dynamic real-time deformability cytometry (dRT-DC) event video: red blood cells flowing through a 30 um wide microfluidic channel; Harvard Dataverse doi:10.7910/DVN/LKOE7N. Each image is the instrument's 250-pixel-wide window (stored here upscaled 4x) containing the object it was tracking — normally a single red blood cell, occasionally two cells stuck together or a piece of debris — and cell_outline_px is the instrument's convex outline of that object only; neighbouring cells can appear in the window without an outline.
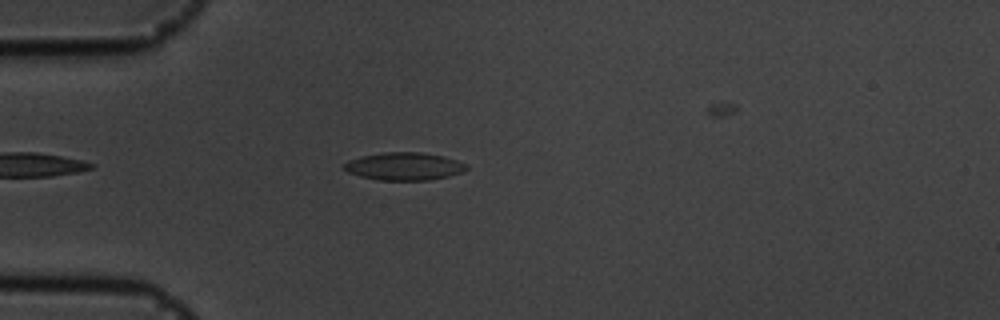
{"species": "common noctule bat (a hibernating species)", "species_latin": "Nyctalus noctula", "temperature_condition": "cold", "stored_images_in_passage": 41, "camera_frame_rate_fps": 3000, "um_per_image_px": 0.085, "animal": {"sex": "male", "body_mass_g": 19.5, "forearm_length_mm": 54.6}, "frame": {"image": 1, "passage_image": 5, "time_ms": 1.333, "image_size_px": [1000, 320], "cell_outline_px": [[468, 168], [464, 172], [448, 176], [428, 180], [376, 180], [360, 176], [348, 172], [344, 168], [344, 164], [348, 160], [364, 156], [384, 152], [420, 152], [444, 156], [468, 164]], "centroid_in_image_um": [34.39, 14.14], "position_along_channel_um": 50.6, "area_um2": 19.77}}
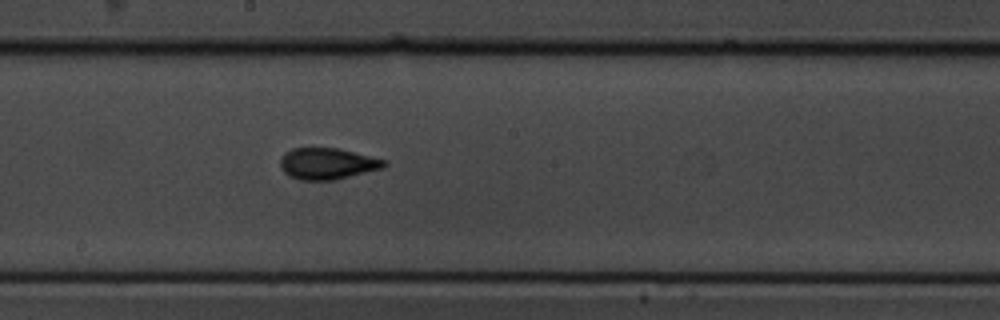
{"frame": {"image": 2, "passage_image": 20, "time_ms": 6.333, "image_size_px": [1000, 320], "cell_outline_px": [[388, 164], [384, 168], [336, 180], [300, 180], [284, 172], [280, 168], [280, 160], [292, 148], [336, 148], [388, 160]], "centroid_in_image_um": [27.88, 13.92], "position_along_channel_um": 220.3, "area_um2": 18.96}}
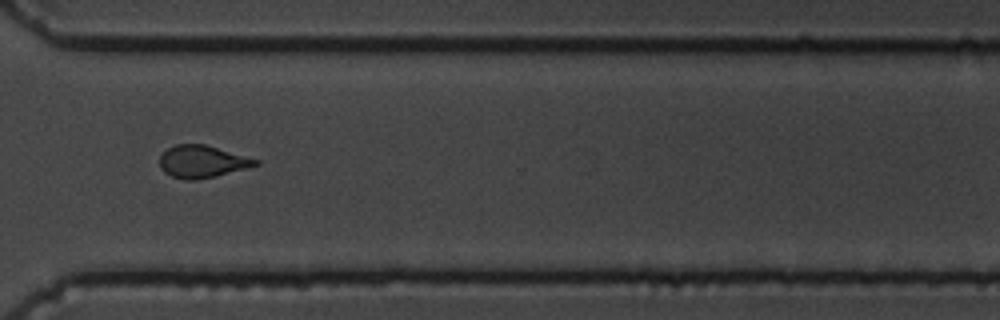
{"frame": {"image": 3, "passage_image": 31, "time_ms": 10.0, "image_size_px": [1000, 320], "cell_outline_px": [[260, 164], [216, 176], [196, 180], [184, 180], [172, 176], [164, 172], [160, 168], [160, 156], [168, 148], [176, 144], [204, 144], [260, 160]], "centroid_in_image_um": [17.17, 13.74], "position_along_channel_um": 353.4, "area_um2": 17.92}}